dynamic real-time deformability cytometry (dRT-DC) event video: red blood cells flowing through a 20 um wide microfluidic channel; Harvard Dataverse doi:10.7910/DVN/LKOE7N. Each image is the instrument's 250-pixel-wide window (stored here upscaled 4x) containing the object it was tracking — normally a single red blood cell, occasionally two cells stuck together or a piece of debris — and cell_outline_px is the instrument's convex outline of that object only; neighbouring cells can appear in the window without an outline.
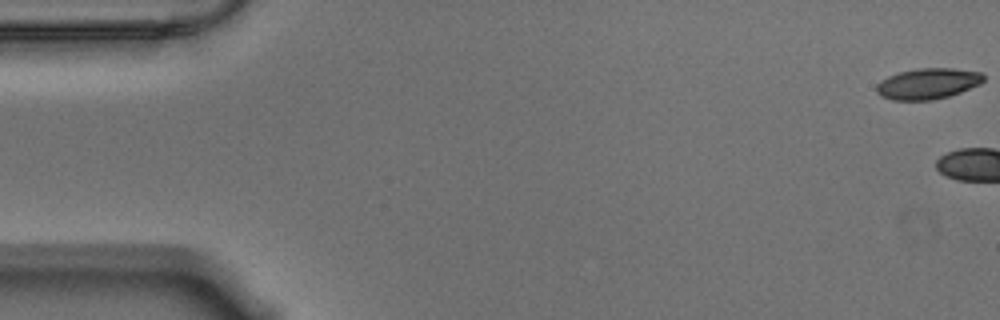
{"species": "Egyptian fruit bat (a non-hibernating species)", "species_latin": "Rousettus aegyptiacus", "temperature_condition": "warm", "stored_images_in_passage": 4, "camera_frame_rate_fps": 3000, "um_per_image_px": 0.085, "animal": {"sex": "male"}, "frame": {"image": 1, "passage_image": 1, "time_ms": 0.0, "image_size_px": [1000, 320], "cell_outline_px": [[984, 80], [980, 84], [960, 92], [948, 96], [932, 100], [892, 100], [880, 96], [876, 92], [876, 84], [880, 80], [896, 72], [916, 68], [952, 68], [980, 72], [984, 76]], "centroid_in_image_um": [78.82, 7.1], "position_along_channel_um": 6.2, "area_um2": 19.42}}